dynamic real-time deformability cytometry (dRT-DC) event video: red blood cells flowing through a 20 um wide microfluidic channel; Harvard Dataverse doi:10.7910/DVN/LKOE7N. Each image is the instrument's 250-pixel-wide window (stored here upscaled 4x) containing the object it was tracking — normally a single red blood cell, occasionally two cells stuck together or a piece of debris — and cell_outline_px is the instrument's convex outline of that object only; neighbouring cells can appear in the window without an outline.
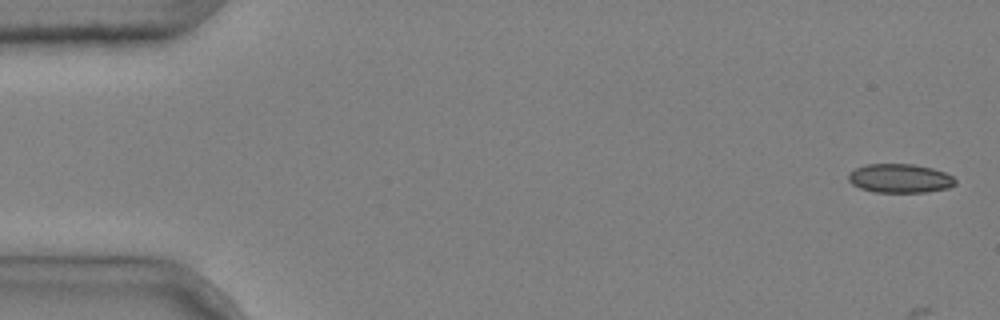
{"species": "common noctule bat (a hibernating species)", "species_latin": "Nyctalus noctula", "temperature_condition": "cold", "stored_images_in_passage": 4, "camera_frame_rate_fps": 3000, "um_per_image_px": 0.085, "animal": {"sex": "male", "body_mass_g": 20.4}, "frame": {"image": 1, "passage_image": 1, "time_ms": 0.0, "image_size_px": [1000, 320], "cell_outline_px": [[956, 184], [948, 188], [924, 192], [876, 192], [860, 188], [852, 184], [848, 180], [848, 172], [856, 168], [868, 164], [912, 164], [932, 168], [944, 172], [952, 176], [956, 180]], "centroid_in_image_um": [76.48, 15.16], "position_along_channel_um": 8.5, "area_um2": 17.98}}